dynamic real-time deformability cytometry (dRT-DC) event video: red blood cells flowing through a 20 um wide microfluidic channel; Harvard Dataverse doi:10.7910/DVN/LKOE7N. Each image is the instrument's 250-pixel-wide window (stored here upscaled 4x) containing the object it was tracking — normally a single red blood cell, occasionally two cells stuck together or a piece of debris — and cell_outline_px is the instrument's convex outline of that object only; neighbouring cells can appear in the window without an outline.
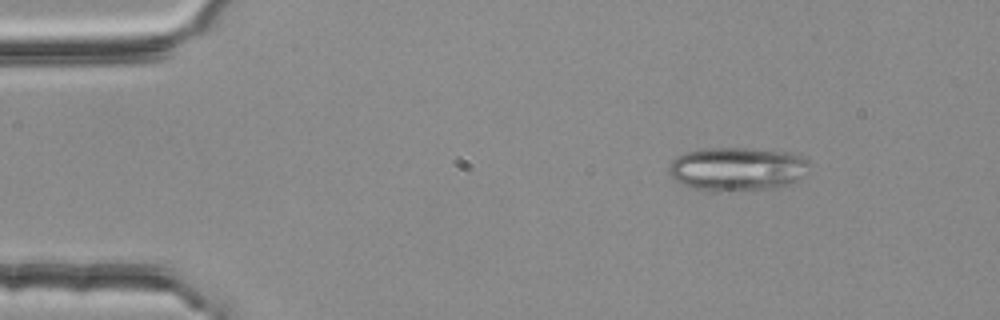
{"species": "common noctule bat (a hibernating species)", "species_latin": "Nyctalus noctula", "temperature_condition": "room temperature", "stored_images_in_passage": 4, "camera_frame_rate_fps": 3000, "um_per_image_px": 0.085, "animal": {"sex": "female", "body_mass_g": 25.1}, "frame": {"image": 1, "passage_image": 1, "time_ms": 0.0, "image_size_px": [1000, 320], "cell_outline_px": [[804, 176], [800, 180], [788, 184], [772, 188], [708, 192], [692, 188], [680, 184], [668, 172], [668, 168], [672, 160], [676, 156], [700, 148], [744, 148], [788, 152], [800, 156], [804, 160]], "centroid_in_image_um": [62.56, 14.37], "position_along_channel_um": 22.4, "area_um2": 35.49}}